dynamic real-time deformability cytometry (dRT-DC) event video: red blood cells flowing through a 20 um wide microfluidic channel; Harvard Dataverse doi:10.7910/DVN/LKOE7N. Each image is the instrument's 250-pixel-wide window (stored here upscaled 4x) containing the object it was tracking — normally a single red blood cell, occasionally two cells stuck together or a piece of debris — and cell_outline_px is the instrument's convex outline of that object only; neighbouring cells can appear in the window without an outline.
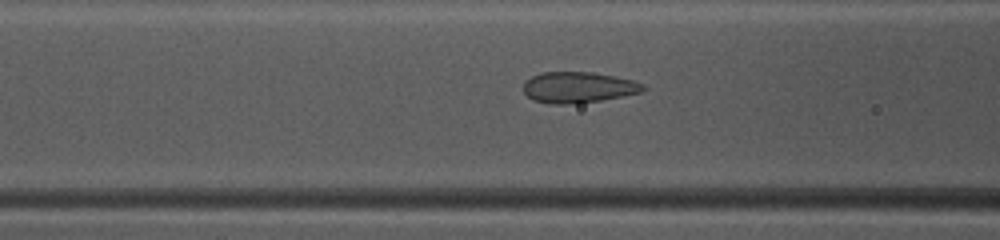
{"species": "common noctule bat (a hibernating species)", "species_latin": "Nyctalus noctula", "temperature_condition": "warm", "stored_images_in_passage": 48, "camera_frame_rate_fps": 3000, "um_per_image_px": 0.085, "animal": {"sex": "female", "body_mass_g": 10.0, "forearm_length_mm": 53.1}, "frame": {"image": 1, "passage_image": 19, "time_ms": 6.0, "image_size_px": [1000, 240], "cell_outline_px": [[644, 88], [640, 92], [600, 100], [568, 104], [548, 104], [532, 100], [524, 92], [524, 80], [532, 76], [544, 72], [592, 72], [632, 80], [644, 84]], "centroid_in_image_um": [49.09, 7.42], "position_along_channel_um": 117.5, "area_um2": 21.33}}
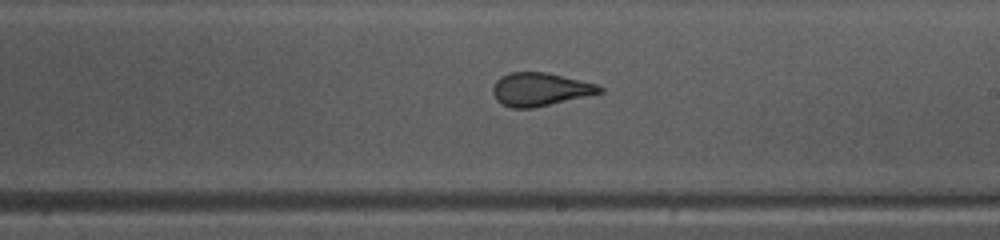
{"frame": {"image": 2, "passage_image": 28, "time_ms": 9.0, "image_size_px": [1000, 240], "cell_outline_px": [[604, 92], [532, 108], [512, 108], [496, 100], [492, 92], [492, 88], [496, 80], [500, 76], [508, 72], [548, 72], [596, 84], [604, 88]], "centroid_in_image_um": [45.88, 7.58], "position_along_channel_um": 243.1, "area_um2": 20.63}}
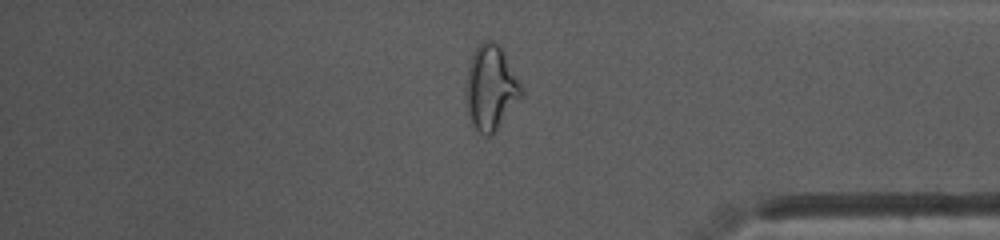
{"frame": {"image": 3, "passage_image": 40, "time_ms": 13.0, "image_size_px": [1000, 240], "cell_outline_px": [[524, 92], [492, 136], [484, 136], [476, 128], [468, 112], [464, 88], [468, 68], [472, 56], [476, 48], [484, 40], [492, 40], [500, 44], [504, 48], [524, 88]], "centroid_in_image_um": [41.74, 7.4], "position_along_channel_um": 393.5, "area_um2": 27.69}, "authors_computed_cell_mechanics": {"area_um2": 23.0622, "velocity_mm_per_s": 4.1698, "shape_relaxation_time_tau1_ms": 5.6551, "shape_relaxation_time_tau2_ms": 0.7664, "deformation_change_tau1": 0.1685, "deformation_change_tau2": 0.0603}}